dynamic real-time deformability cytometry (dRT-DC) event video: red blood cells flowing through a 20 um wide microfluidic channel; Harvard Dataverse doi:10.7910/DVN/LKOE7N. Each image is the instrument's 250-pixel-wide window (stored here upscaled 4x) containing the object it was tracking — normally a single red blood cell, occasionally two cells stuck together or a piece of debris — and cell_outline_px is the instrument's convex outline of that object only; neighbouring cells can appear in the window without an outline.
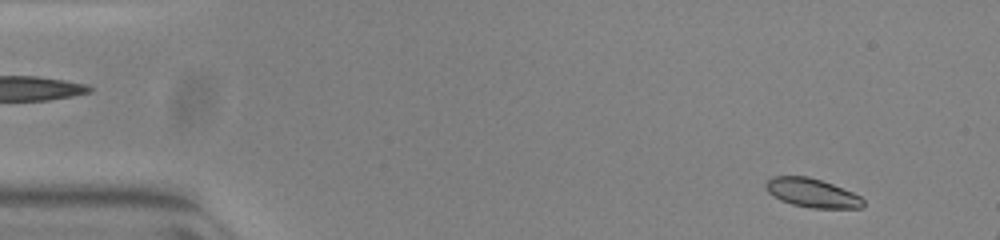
{"species": "common noctule bat (a hibernating species)", "species_latin": "Nyctalus noctula", "temperature_condition": "warm", "stored_images_in_passage": 15, "camera_frame_rate_fps": 3000, "um_per_image_px": 0.085, "animal": {"sex": "female", "body_mass_g": 23.0, "forearm_length_mm": 53.4}, "frame": {"image": 1, "passage_image": 4, "time_ms": 1.0, "image_size_px": [1000, 240], "cell_outline_px": [[864, 204], [860, 208], [808, 208], [792, 204], [780, 200], [772, 196], [768, 192], [764, 184], [772, 176], [808, 176], [832, 184], [852, 192], [860, 196], [864, 200]], "centroid_in_image_um": [69.0, 16.4], "position_along_channel_um": 16.0, "area_um2": 16.42}}